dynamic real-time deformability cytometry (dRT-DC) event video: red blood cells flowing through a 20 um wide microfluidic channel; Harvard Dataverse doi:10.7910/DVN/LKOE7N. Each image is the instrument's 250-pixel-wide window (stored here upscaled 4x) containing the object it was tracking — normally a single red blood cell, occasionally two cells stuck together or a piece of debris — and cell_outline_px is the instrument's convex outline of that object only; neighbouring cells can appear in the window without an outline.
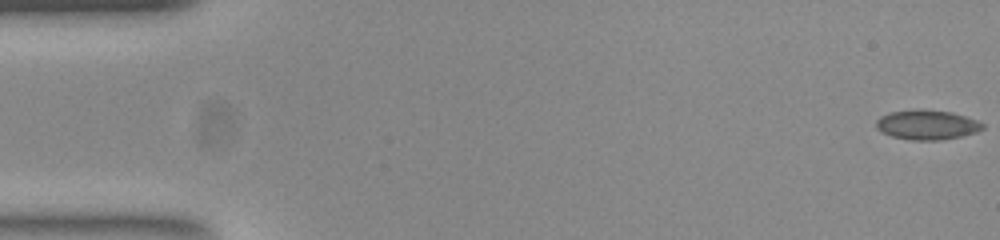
{"species": "common noctule bat (a hibernating species)", "species_latin": "Nyctalus noctula", "temperature_condition": "room temperature", "stored_images_in_passage": 53, "camera_frame_rate_fps": 3000, "um_per_image_px": 0.085, "animal": {"sex": "female", "body_mass_g": 23.0, "forearm_length_mm": 53.4}, "frame": {"image": 1, "passage_image": 1, "time_ms": 0.0, "image_size_px": [1000, 240], "cell_outline_px": [[984, 128], [976, 132], [960, 136], [940, 140], [912, 140], [892, 136], [880, 132], [876, 128], [876, 120], [880, 116], [888, 112], [916, 108], [920, 108], [952, 112], [976, 120], [984, 124]], "centroid_in_image_um": [78.74, 10.59], "position_along_channel_um": 6.3, "area_um2": 18.61}}
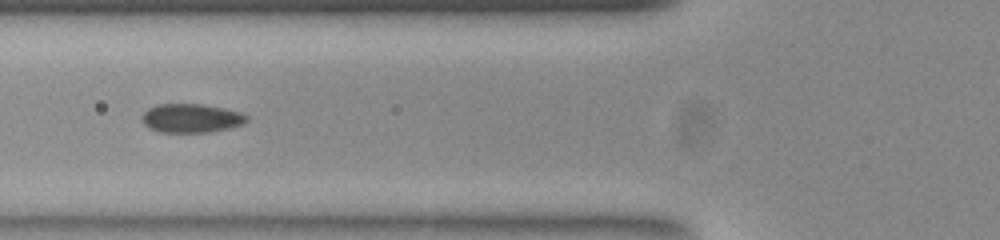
{"frame": {"image": 2, "passage_image": 20, "time_ms": 6.333, "image_size_px": [1000, 240], "cell_outline_px": [[248, 120], [244, 124], [228, 128], [208, 132], [156, 132], [148, 128], [140, 120], [140, 116], [148, 108], [156, 104], [204, 104], [224, 108], [240, 112], [248, 116]], "centroid_in_image_um": [16.21, 10.04], "position_along_channel_um": 109.6, "area_um2": 17.86}}
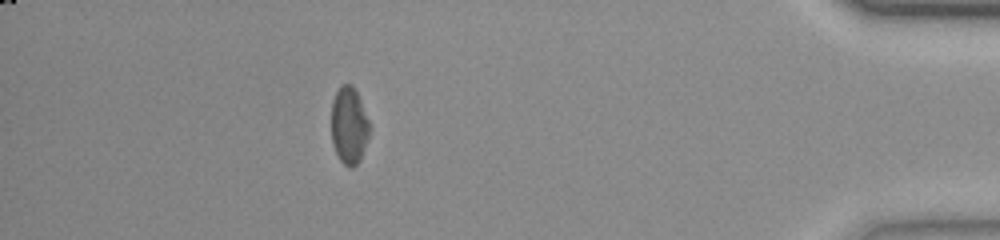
{"frame": {"image": 3, "passage_image": 47, "time_ms": 15.333, "image_size_px": [1000, 240], "cell_outline_px": [[368, 136], [360, 160], [352, 168], [348, 168], [340, 160], [332, 144], [332, 100], [340, 84], [352, 84], [360, 100], [368, 120]], "centroid_in_image_um": [29.64, 10.67], "position_along_channel_um": 405.6, "area_um2": 16.88}, "authors_computed_cell_mechanics": {"area_um2": 17.7446, "velocity_mm_per_s": 3.8835, "shape_relaxation_time_tau1_ms": 6.5726, "shape_relaxation_time_tau2_ms": 1.3672, "deformation_change_tau1": 0.1183, "deformation_change_tau2": 0.0594}}